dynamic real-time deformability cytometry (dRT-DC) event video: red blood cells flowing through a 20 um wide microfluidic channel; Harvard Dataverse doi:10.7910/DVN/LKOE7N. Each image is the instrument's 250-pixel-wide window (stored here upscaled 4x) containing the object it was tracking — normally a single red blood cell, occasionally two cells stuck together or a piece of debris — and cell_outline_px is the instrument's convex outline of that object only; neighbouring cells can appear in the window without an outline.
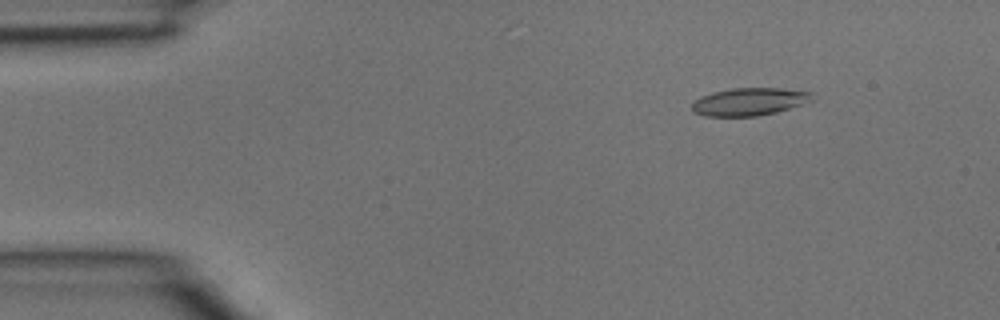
{"species": "common noctule bat (a hibernating species)", "species_latin": "Nyctalus noctula", "temperature_condition": "room temperature", "stored_images_in_passage": 3, "camera_frame_rate_fps": 3000, "um_per_image_px": 0.085, "animal": {"sex": "male", "body_mass_g": 15.6}, "frame": {"image": 1, "passage_image": 2, "time_ms": 0.333, "image_size_px": [1000, 320], "cell_outline_px": [[812, 100], [776, 112], [756, 116], [704, 116], [692, 112], [692, 104], [700, 96], [712, 92], [732, 88], [780, 88], [812, 92]], "centroid_in_image_um": [63.64, 8.64], "position_along_channel_um": 21.4, "area_um2": 19.25}}